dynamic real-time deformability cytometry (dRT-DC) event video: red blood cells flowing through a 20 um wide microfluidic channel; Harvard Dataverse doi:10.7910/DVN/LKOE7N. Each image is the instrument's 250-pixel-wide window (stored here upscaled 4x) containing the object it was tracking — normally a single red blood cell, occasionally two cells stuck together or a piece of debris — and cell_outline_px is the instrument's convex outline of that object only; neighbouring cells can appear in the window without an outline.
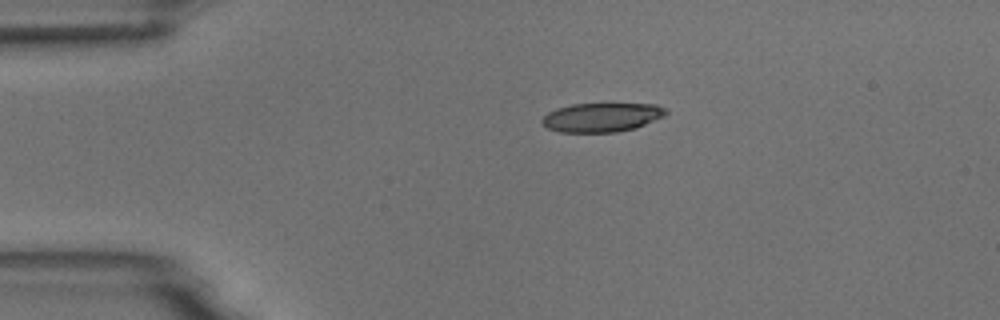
{"species": "common noctule bat (a hibernating species)", "species_latin": "Nyctalus noctula", "temperature_condition": "room temperature", "stored_images_in_passage": 2, "camera_frame_rate_fps": 3000, "um_per_image_px": 0.085, "animal": {"sex": "male", "body_mass_g": 18.8}, "frame": {"image": 1, "passage_image": 1, "time_ms": 0.0, "image_size_px": [1000, 320], "cell_outline_px": [[668, 112], [664, 116], [636, 128], [616, 132], [560, 132], [548, 128], [540, 120], [548, 112], [556, 108], [572, 104], [656, 104], [664, 108]], "centroid_in_image_um": [51.14, 9.97], "position_along_channel_um": 33.9, "area_um2": 20.87}}